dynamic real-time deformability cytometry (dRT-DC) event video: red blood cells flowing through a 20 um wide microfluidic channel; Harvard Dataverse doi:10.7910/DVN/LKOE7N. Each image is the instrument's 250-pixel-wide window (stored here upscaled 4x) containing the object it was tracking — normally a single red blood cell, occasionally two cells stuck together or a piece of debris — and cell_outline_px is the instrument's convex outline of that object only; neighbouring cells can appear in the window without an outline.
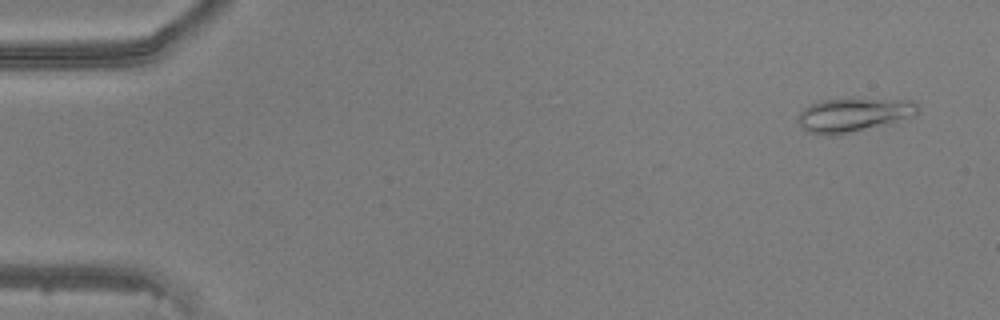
{"species": "common noctule bat (a hibernating species)", "species_latin": "Nyctalus noctula", "temperature_condition": "warm", "stored_images_in_passage": 48, "camera_frame_rate_fps": 3000, "um_per_image_px": 0.085, "animal": {"sex": "male", "body_mass_g": 20.5, "forearm_length_mm": 52.5}, "frame": {"image": 1, "passage_image": 3, "time_ms": 0.667, "image_size_px": [1000, 320], "cell_outline_px": [[920, 108], [916, 116], [884, 124], [832, 136], [824, 136], [808, 132], [796, 120], [800, 112], [804, 108], [820, 100], [848, 96], [852, 96], [912, 100]], "centroid_in_image_um": [72.56, 9.7], "position_along_channel_um": 12.4, "area_um2": 24.45}}
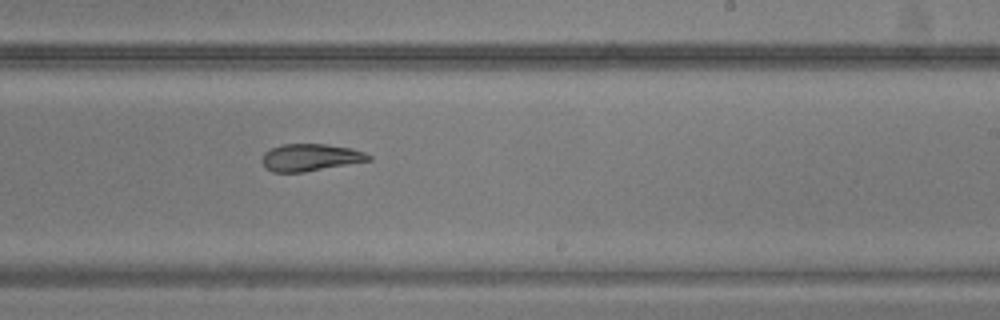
{"frame": {"image": 2, "passage_image": 30, "time_ms": 9.667, "image_size_px": [1000, 320], "cell_outline_px": [[372, 160], [304, 172], [272, 172], [264, 168], [264, 152], [272, 148], [284, 144], [328, 144], [352, 148], [364, 152], [372, 156]], "centroid_in_image_um": [26.42, 13.38], "position_along_channel_um": 262.6, "area_um2": 16.82}}
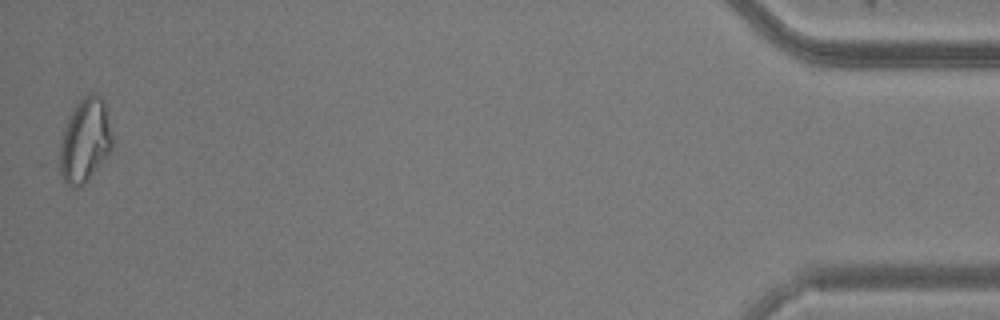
{"frame": {"image": 3, "passage_image": 48, "time_ms": 15.667, "image_size_px": [1000, 320], "cell_outline_px": [[112, 144], [108, 156], [88, 180], [80, 188], [72, 188], [64, 180], [52, 164], [52, 160], [64, 128], [76, 104], [88, 92], [96, 92], [104, 100], [112, 132]], "centroid_in_image_um": [7.13, 12.01], "position_along_channel_um": 428.1, "area_um2": 27.05}}